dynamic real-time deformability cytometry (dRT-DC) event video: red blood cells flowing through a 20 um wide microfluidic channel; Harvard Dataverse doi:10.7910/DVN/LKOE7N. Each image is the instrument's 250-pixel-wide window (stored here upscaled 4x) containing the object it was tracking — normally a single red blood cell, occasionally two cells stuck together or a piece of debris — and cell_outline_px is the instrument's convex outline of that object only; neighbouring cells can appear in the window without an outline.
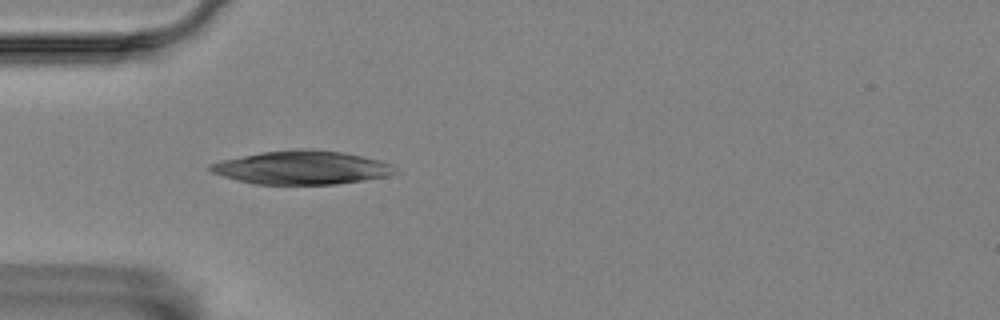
{"species": "Egyptian fruit bat (a non-hibernating species)", "species_latin": "Rousettus aegyptiacus", "temperature_condition": "room temperature", "stored_images_in_passage": 30, "segment_of_instrument_passage": [1, 2], "camera_frame_rate_fps": 3000, "um_per_image_px": 0.085, "animal": {"sex": "female"}, "frame": {"image": 1, "passage_image": 6, "time_ms": 1.667, "image_size_px": [1000, 320], "cell_outline_px": [[400, 172], [388, 176], [364, 180], [336, 184], [256, 184], [236, 180], [212, 172], [208, 168], [208, 164], [220, 160], [264, 152], [296, 148], [312, 148], [340, 152], [360, 156], [392, 164]], "centroid_in_image_um": [25.66, 14.24], "position_along_channel_um": 59.3, "area_um2": 36.13}}
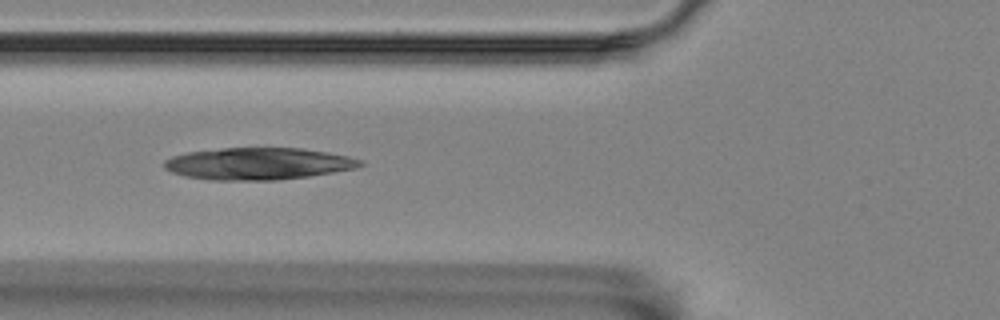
{"frame": {"image": 2, "passage_image": 10, "time_ms": 3.0, "image_size_px": [1000, 320], "cell_outline_px": [[364, 164], [356, 168], [308, 176], [276, 180], [208, 180], [184, 176], [172, 172], [164, 168], [164, 160], [172, 156], [188, 152], [224, 148], [300, 148], [328, 152], [348, 156], [360, 160]], "centroid_in_image_um": [21.92, 13.91], "position_along_channel_um": 103.9, "area_um2": 36.41}}